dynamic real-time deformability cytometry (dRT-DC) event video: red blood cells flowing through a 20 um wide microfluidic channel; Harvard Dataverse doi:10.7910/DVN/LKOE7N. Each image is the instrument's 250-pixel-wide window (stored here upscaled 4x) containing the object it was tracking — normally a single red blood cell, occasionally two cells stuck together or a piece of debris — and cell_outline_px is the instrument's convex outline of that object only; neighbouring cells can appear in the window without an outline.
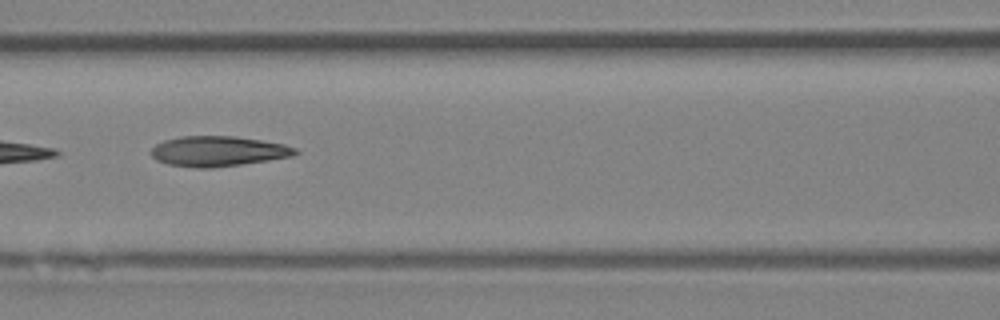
{"species": "Egyptian fruit bat (a non-hibernating species)", "species_latin": "Rousettus aegyptiacus", "temperature_condition": "room temperature", "stored_images_in_passage": 4, "camera_frame_rate_fps": 3000, "um_per_image_px": 0.085, "animal": {"sex": "female"}, "frame": {"image": 1, "passage_image": 3, "time_ms": 2.333, "image_size_px": [1000, 320], "cell_outline_px": [[300, 152], [292, 156], [268, 160], [212, 168], [196, 168], [168, 164], [156, 160], [152, 156], [152, 148], [156, 144], [164, 140], [184, 136], [236, 136], [284, 144], [296, 148]], "centroid_in_image_um": [18.54, 12.85], "position_along_channel_um": 148.1, "area_um2": 25.26}}
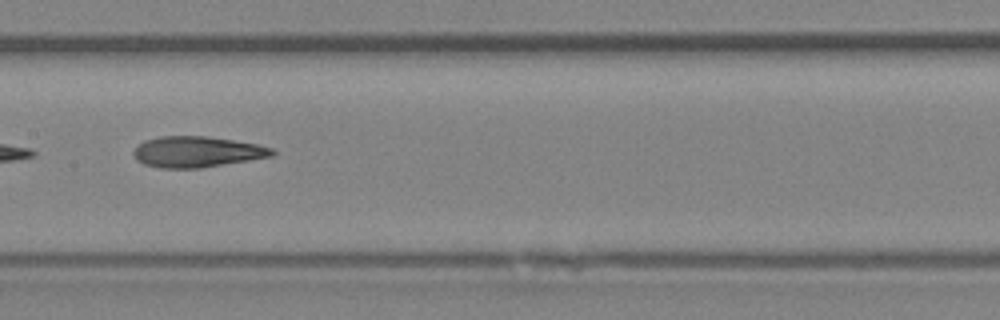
{"frame": {"image": 2, "passage_image": 4, "time_ms": 3.333, "image_size_px": [1000, 320], "cell_outline_px": [[276, 152], [272, 156], [200, 168], [160, 168], [144, 164], [136, 160], [132, 152], [144, 140], [160, 136], [208, 136], [256, 144], [272, 148]], "centroid_in_image_um": [16.71, 12.9], "position_along_channel_um": 190.7, "area_um2": 24.8}}